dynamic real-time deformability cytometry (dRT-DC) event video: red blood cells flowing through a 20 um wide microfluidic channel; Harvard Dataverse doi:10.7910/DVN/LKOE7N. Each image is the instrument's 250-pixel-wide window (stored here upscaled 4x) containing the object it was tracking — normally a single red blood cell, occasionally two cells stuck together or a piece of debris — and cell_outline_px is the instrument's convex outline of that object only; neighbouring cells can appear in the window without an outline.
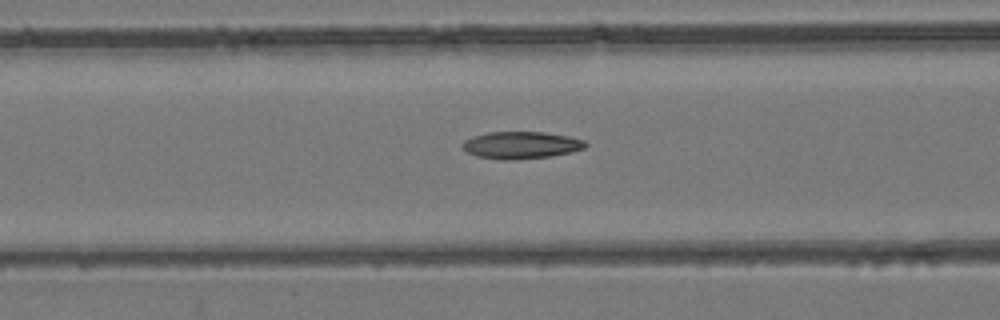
{"species": "common noctule bat (a hibernating species)", "species_latin": "Nyctalus noctula", "temperature_condition": "room temperature", "stored_images_in_passage": 48, "camera_frame_rate_fps": 3000, "um_per_image_px": 0.085, "animal": {"sex": "female", "body_mass_g": 24.6, "forearm_length_mm": 56.2}, "frame": {"image": 1, "passage_image": 20, "time_ms": 6.333, "image_size_px": [1000, 320], "cell_outline_px": [[588, 144], [584, 148], [552, 156], [516, 160], [500, 160], [476, 156], [468, 152], [464, 148], [464, 140], [472, 136], [488, 132], [544, 132], [568, 136], [584, 140]], "centroid_in_image_um": [44.29, 12.34], "position_along_channel_um": 122.3, "area_um2": 19.42}}
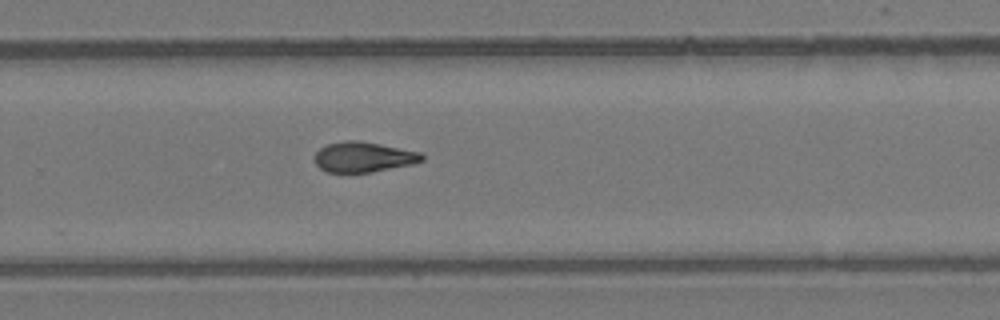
{"frame": {"image": 2, "passage_image": 32, "time_ms": 10.333, "image_size_px": [1000, 320], "cell_outline_px": [[424, 160], [412, 164], [372, 172], [328, 172], [320, 168], [316, 164], [316, 152], [320, 148], [328, 144], [348, 140], [360, 140], [420, 152], [424, 156]], "centroid_in_image_um": [30.91, 13.34], "position_along_channel_um": 298.9, "area_um2": 18.73}}
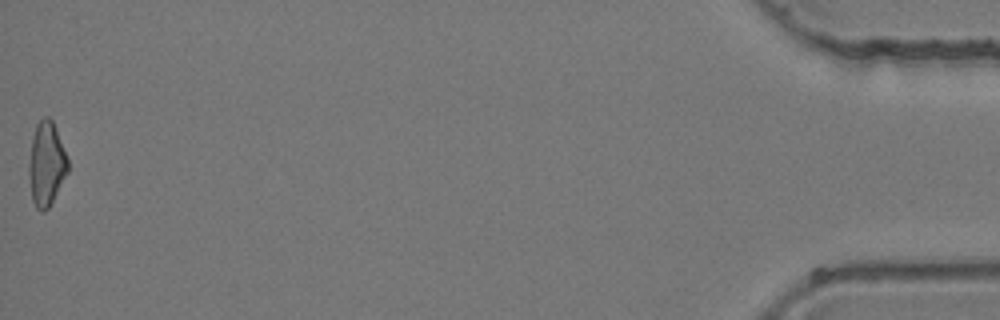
{"frame": {"image": 3, "passage_image": 48, "time_ms": 15.667, "image_size_px": [1000, 320], "cell_outline_px": [[68, 172], [48, 208], [44, 212], [40, 212], [36, 208], [32, 200], [28, 172], [28, 164], [32, 140], [36, 124], [44, 116], [48, 116], [52, 120], [68, 160]], "centroid_in_image_um": [3.92, 13.96], "position_along_channel_um": 431.3, "area_um2": 18.9}}